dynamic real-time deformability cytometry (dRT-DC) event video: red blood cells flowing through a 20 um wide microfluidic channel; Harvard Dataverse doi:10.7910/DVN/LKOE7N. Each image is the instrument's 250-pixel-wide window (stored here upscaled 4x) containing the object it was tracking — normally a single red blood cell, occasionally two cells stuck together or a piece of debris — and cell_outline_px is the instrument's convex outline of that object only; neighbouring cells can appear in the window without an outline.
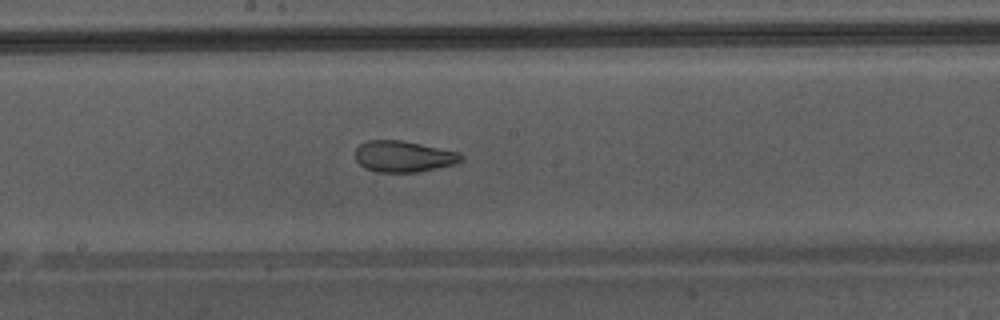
{"species": "Egyptian fruit bat (a non-hibernating species)", "species_latin": "Rousettus aegyptiacus", "temperature_condition": "warm", "stored_images_in_passage": 50, "camera_frame_rate_fps": 3000, "um_per_image_px": 0.085, "animal": {"sex": "male"}, "frame": {"image": 1, "passage_image": 29, "time_ms": 9.333, "image_size_px": [1000, 320], "cell_outline_px": [[464, 156], [460, 160], [452, 164], [416, 172], [376, 172], [364, 168], [356, 160], [356, 148], [360, 144], [368, 140], [400, 140], [420, 144], [456, 152]], "centroid_in_image_um": [34.22, 13.3], "position_along_channel_um": 214.0, "area_um2": 18.84}, "authors_computed_cell_mechanics": {"area_um2": 23.7558, "velocity_mm_per_s": 4.3673, "shape_relaxation_time_tau1_ms": null, "shape_relaxation_time_tau2_ms": 1.2794, "deformation_change_tau1": null, "deformation_change_tau2": 0.0815}}